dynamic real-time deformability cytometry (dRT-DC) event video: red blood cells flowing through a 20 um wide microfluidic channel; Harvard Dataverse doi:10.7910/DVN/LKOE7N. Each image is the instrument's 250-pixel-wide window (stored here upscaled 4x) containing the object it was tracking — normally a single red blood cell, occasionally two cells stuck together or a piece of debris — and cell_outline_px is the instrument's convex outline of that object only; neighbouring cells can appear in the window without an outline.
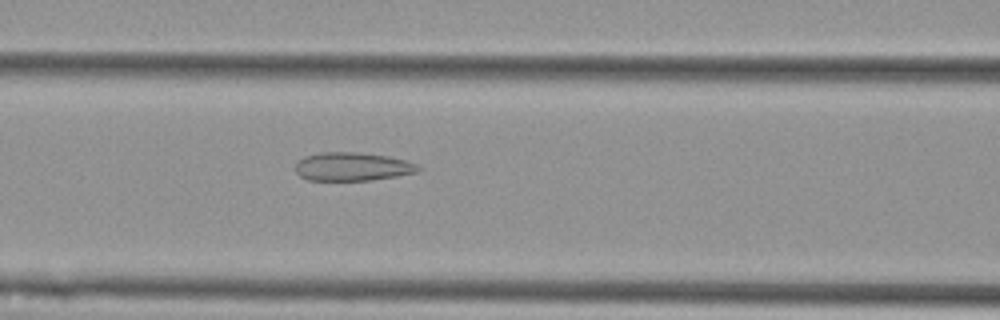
{"species": "Egyptian fruit bat (a non-hibernating species)", "species_latin": "Rousettus aegyptiacus", "temperature_condition": "cold", "stored_images_in_passage": 41, "camera_frame_rate_fps": 3000, "um_per_image_px": 0.085, "animal": {"sex": "female"}, "frame": {"image": 1, "passage_image": 9, "time_ms": 2.667, "image_size_px": [1000, 320], "cell_outline_px": [[420, 172], [372, 180], [308, 180], [300, 176], [296, 172], [296, 160], [304, 156], [320, 152], [356, 152], [388, 156], [408, 160], [420, 164]], "centroid_in_image_um": [29.98, 14.15], "position_along_channel_um": 136.6, "area_um2": 20.63}}
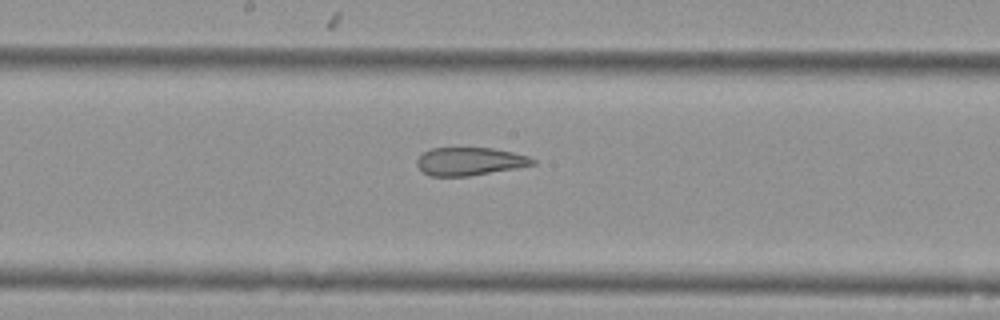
{"frame": {"image": 2, "passage_image": 15, "time_ms": 4.667, "image_size_px": [1000, 320], "cell_outline_px": [[536, 164], [516, 168], [468, 176], [428, 176], [416, 164], [416, 160], [424, 152], [432, 148], [492, 148], [512, 152], [528, 156], [536, 160]], "centroid_in_image_um": [39.93, 13.72], "position_along_channel_um": 208.3, "area_um2": 18.79}}
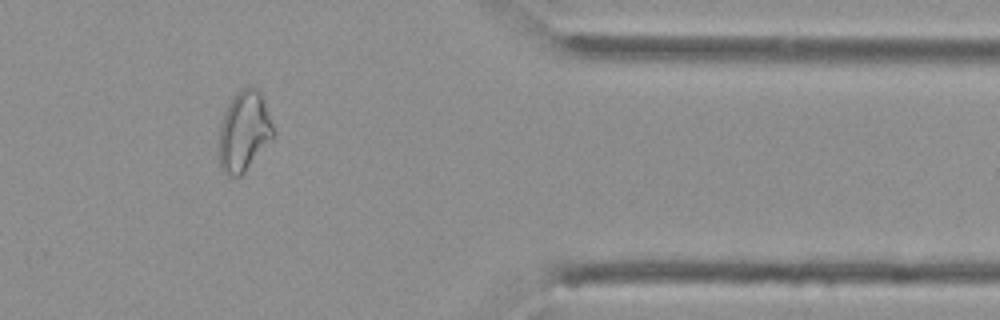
{"frame": {"image": 3, "passage_image": 32, "time_ms": 10.333, "image_size_px": [1000, 320], "cell_outline_px": [[276, 136], [244, 172], [240, 176], [228, 176], [220, 172], [220, 124], [224, 112], [228, 104], [236, 92], [244, 88], [256, 88], [260, 92], [264, 100], [276, 132]], "centroid_in_image_um": [20.77, 11.19], "position_along_channel_um": 390.6, "area_um2": 25.49}, "authors_computed_cell_mechanics": {"area_um2": 21.3282, "velocity_mm_per_s": 3.6003, "shape_relaxation_time_tau1_ms": null, "shape_relaxation_time_tau2_ms": 1.8625, "deformation_change_tau1": null, "deformation_change_tau2": 0.1037}}